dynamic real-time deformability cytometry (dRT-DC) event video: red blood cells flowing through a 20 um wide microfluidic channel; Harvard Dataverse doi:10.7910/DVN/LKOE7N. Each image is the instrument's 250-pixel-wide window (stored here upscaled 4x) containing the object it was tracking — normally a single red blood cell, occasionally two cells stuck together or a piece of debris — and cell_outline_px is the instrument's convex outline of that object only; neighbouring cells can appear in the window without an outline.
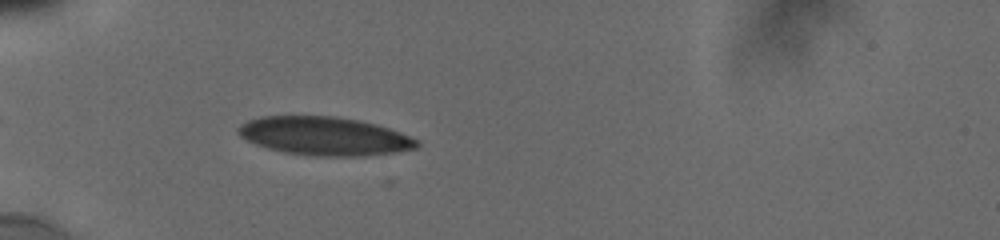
{"species": "human", "species_latin": "Homo sapiens", "temperature_condition": "cold", "stored_images_in_passage": 9, "camera_frame_rate_fps": 3000, "um_per_image_px": 0.085, "donor": {"sex": "male"}, "frame": {"image": 1, "passage_image": 4, "time_ms": 3.0, "image_size_px": [1000, 240], "cell_outline_px": [[420, 144], [416, 148], [396, 152], [364, 156], [308, 156], [284, 152], [268, 148], [256, 144], [240, 136], [236, 132], [236, 128], [240, 124], [248, 120], [260, 116], [336, 116], [360, 120], [376, 124], [400, 132], [420, 140]], "centroid_in_image_um": [27.58, 11.57], "position_along_channel_um": 57.4, "area_um2": 40.34}}
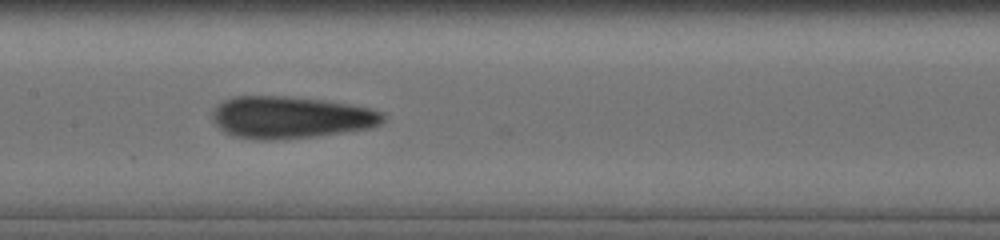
{"frame": {"image": 2, "passage_image": 8, "time_ms": 6.667, "image_size_px": [1000, 240], "cell_outline_px": [[384, 120], [380, 124], [372, 128], [312, 136], [272, 140], [260, 140], [232, 136], [224, 132], [212, 120], [212, 112], [224, 100], [236, 96], [284, 96], [324, 100], [352, 104], [368, 108], [380, 112], [384, 116]], "centroid_in_image_um": [24.69, 9.97], "position_along_channel_um": 182.7, "area_um2": 41.62}}
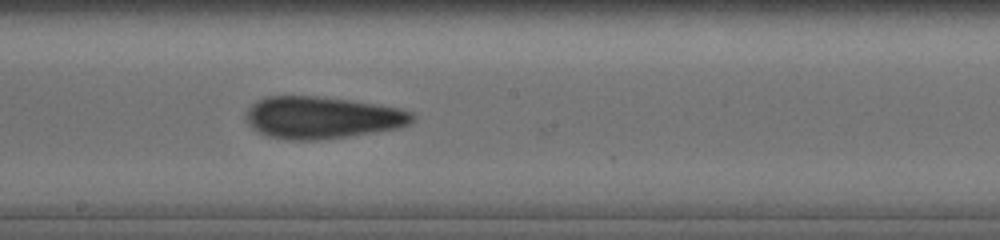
{"frame": {"image": 3, "passage_image": 9, "time_ms": 7.667, "image_size_px": [1000, 240], "cell_outline_px": [[416, 116], [408, 124], [396, 128], [372, 132], [320, 140], [292, 140], [268, 136], [252, 128], [248, 124], [244, 116], [248, 108], [256, 100], [268, 96], [316, 96], [380, 104], [400, 108], [412, 112]], "centroid_in_image_um": [27.34, 9.98], "position_along_channel_um": 220.9, "area_um2": 40.69}}